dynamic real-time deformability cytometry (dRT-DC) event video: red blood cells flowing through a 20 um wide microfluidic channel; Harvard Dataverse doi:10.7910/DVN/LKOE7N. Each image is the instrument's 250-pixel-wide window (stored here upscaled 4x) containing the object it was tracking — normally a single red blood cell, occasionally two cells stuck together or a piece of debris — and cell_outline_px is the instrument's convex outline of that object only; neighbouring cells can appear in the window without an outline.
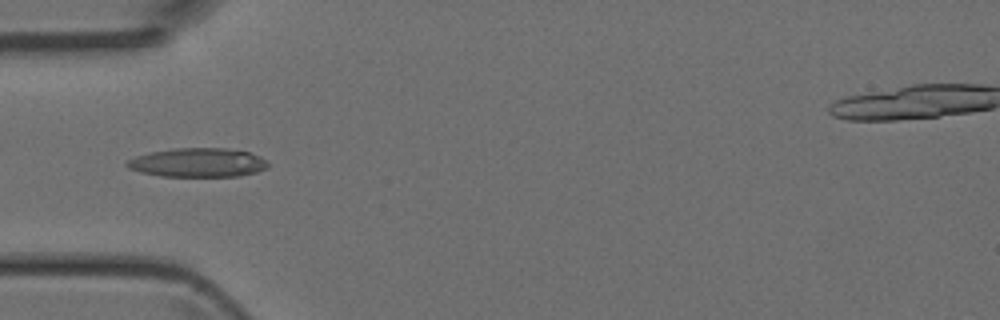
{"species": "Egyptian fruit bat (a non-hibernating species)", "species_latin": "Rousettus aegyptiacus", "temperature_condition": "room temperature", "stored_images_in_passage": 6, "camera_frame_rate_fps": 3000, "um_per_image_px": 0.085, "animal": {"sex": "female"}, "frame": {"image": 1, "passage_image": 3, "time_ms": 0.667, "image_size_px": [1000, 320], "cell_outline_px": [[268, 168], [256, 172], [240, 176], [160, 176], [140, 172], [128, 168], [124, 164], [128, 160], [136, 156], [152, 152], [172, 148], [224, 148], [248, 152], [260, 156], [268, 160]], "centroid_in_image_um": [16.83, 13.82], "position_along_channel_um": 68.2, "area_um2": 23.87}}